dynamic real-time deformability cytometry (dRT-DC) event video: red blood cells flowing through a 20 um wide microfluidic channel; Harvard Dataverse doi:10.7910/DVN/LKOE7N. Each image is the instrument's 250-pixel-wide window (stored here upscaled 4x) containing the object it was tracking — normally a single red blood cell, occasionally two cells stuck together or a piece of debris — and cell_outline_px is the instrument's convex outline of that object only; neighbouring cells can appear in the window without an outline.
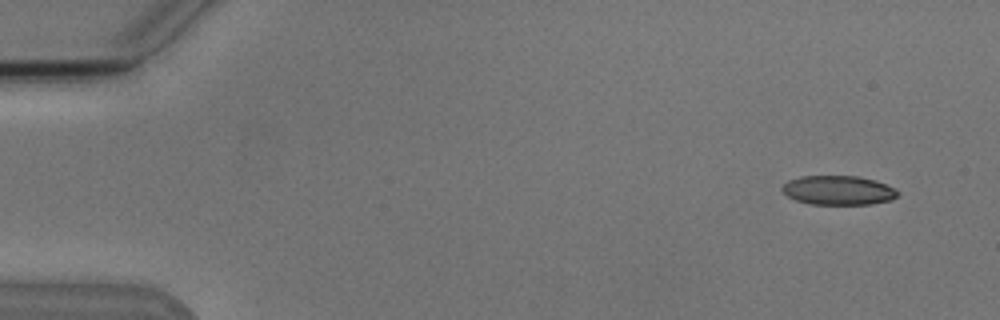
{"species": "Egyptian fruit bat (a non-hibernating species)", "species_latin": "Rousettus aegyptiacus", "temperature_condition": "cold", "stored_images_in_passage": 6, "camera_frame_rate_fps": 3000, "um_per_image_px": 0.085, "animal": {"sex": "male"}, "frame": {"image": 1, "passage_image": 1, "time_ms": 0.0, "image_size_px": [1000, 320], "cell_outline_px": [[900, 192], [892, 200], [872, 204], [808, 204], [796, 200], [788, 196], [780, 188], [788, 180], [800, 176], [856, 176], [876, 180], [896, 188]], "centroid_in_image_um": [71.28, 16.17], "position_along_channel_um": 13.7, "area_um2": 19.83}}
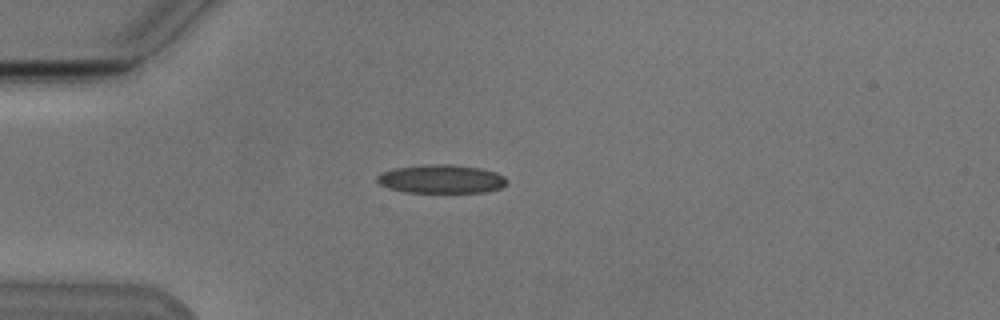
{"frame": {"image": 2, "passage_image": 4, "time_ms": 3.667, "image_size_px": [1000, 320], "cell_outline_px": [[508, 180], [500, 188], [488, 192], [404, 192], [388, 188], [380, 184], [376, 180], [376, 176], [380, 172], [392, 168], [424, 164], [448, 164], [480, 168], [496, 172], [504, 176]], "centroid_in_image_um": [37.47, 15.21], "position_along_channel_um": 47.5, "area_um2": 21.79}}